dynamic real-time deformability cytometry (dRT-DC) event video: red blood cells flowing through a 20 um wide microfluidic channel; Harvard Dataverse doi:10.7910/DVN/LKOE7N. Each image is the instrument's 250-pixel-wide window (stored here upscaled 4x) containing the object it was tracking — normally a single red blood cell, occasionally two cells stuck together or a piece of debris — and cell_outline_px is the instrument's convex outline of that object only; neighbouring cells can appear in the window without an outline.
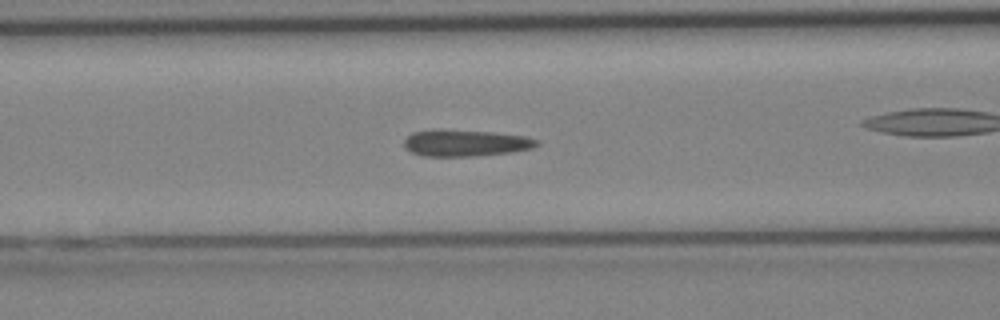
{"species": "Egyptian fruit bat (a non-hibernating species)", "species_latin": "Rousettus aegyptiacus", "temperature_condition": "cold", "stored_images_in_passage": 33, "segment_of_instrument_passage": [1, 2], "camera_frame_rate_fps": 3000, "um_per_image_px": 0.085, "animal": {"sex": "female"}, "frame": {"image": 1, "passage_image": 12, "time_ms": 3.667, "image_size_px": [1000, 320], "cell_outline_px": [[540, 144], [532, 148], [512, 152], [472, 156], [424, 156], [412, 152], [404, 148], [404, 140], [412, 132], [440, 128], [492, 132], [524, 136], [536, 140]], "centroid_in_image_um": [39.52, 12.14], "position_along_channel_um": 127.1, "area_um2": 20.69}}
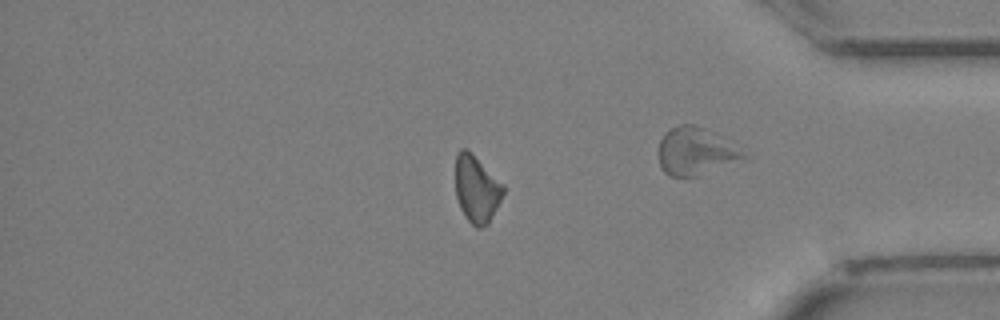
{"frame": {"image": 2, "passage_image": 27, "time_ms": 8.667, "image_size_px": [1000, 320], "cell_outline_px": [[504, 192], [488, 224], [480, 228], [476, 228], [468, 220], [460, 208], [456, 196], [456, 152], [460, 148], [468, 148], [504, 184]], "centroid_in_image_um": [40.5, 16.02], "position_along_channel_um": 394.7, "area_um2": 18.79}}
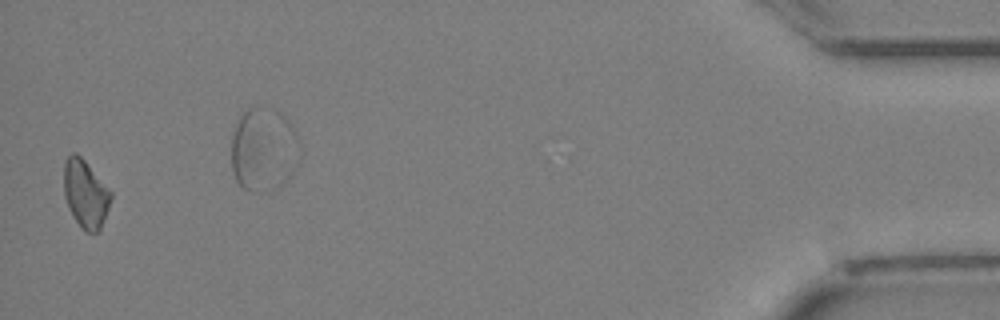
{"frame": {"image": 3, "passage_image": 32, "time_ms": 10.333, "image_size_px": [1000, 320], "cell_outline_px": [[112, 196], [100, 232], [84, 232], [72, 216], [68, 208], [64, 196], [64, 160], [72, 152], [76, 152], [84, 160], [112, 192]], "centroid_in_image_um": [7.25, 16.49], "position_along_channel_um": 427.9, "area_um2": 18.73}}